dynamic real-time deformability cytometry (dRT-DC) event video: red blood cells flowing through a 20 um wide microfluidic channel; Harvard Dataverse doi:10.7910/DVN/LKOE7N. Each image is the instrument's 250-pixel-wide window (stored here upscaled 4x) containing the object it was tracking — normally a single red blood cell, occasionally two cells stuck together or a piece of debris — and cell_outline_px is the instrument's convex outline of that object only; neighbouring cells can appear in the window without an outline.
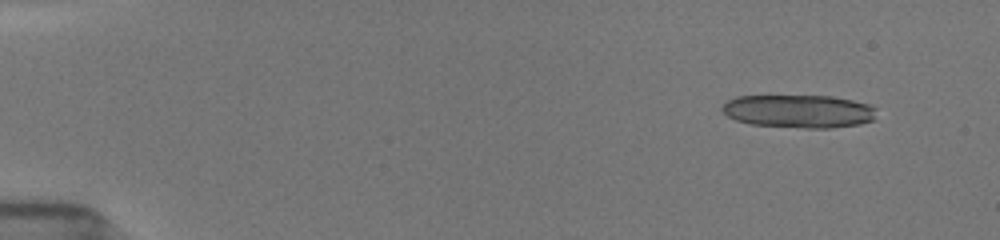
{"species": "common noctule bat (a hibernating species)", "species_latin": "Nyctalus noctula", "temperature_condition": "room temperature", "stored_images_in_passage": 30, "camera_frame_rate_fps": 3000, "um_per_image_px": 0.085, "animal": {"sex": "female", "body_mass_g": 19.5, "forearm_length_mm": 54.1}, "frame": {"image": 1, "passage_image": 2, "time_ms": 0.667, "image_size_px": [1000, 240], "cell_outline_px": [[876, 108], [872, 120], [860, 124], [832, 128], [804, 128], [752, 124], [736, 120], [728, 116], [720, 108], [724, 100], [736, 96], [832, 96], [852, 100], [868, 104]], "centroid_in_image_um": [67.85, 9.45], "position_along_channel_um": 17.1, "area_um2": 29.82}}
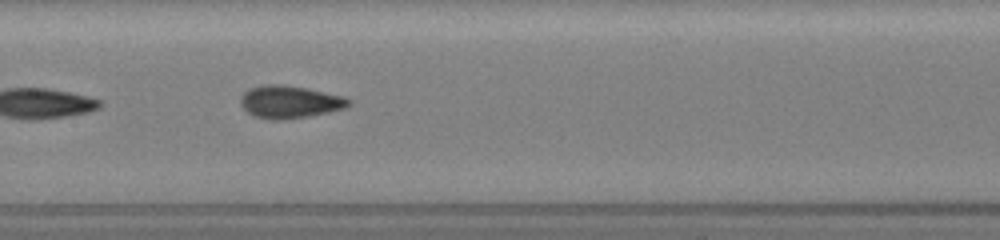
{"frame": {"image": 2, "passage_image": 15, "time_ms": 8.333, "image_size_px": [1000, 240], "cell_outline_px": [[352, 104], [344, 108], [328, 112], [308, 116], [280, 120], [272, 120], [252, 116], [240, 104], [240, 96], [248, 88], [264, 84], [280, 84], [308, 88], [344, 96], [352, 100]], "centroid_in_image_um": [24.62, 8.65], "position_along_channel_um": 182.8, "area_um2": 20.75}}
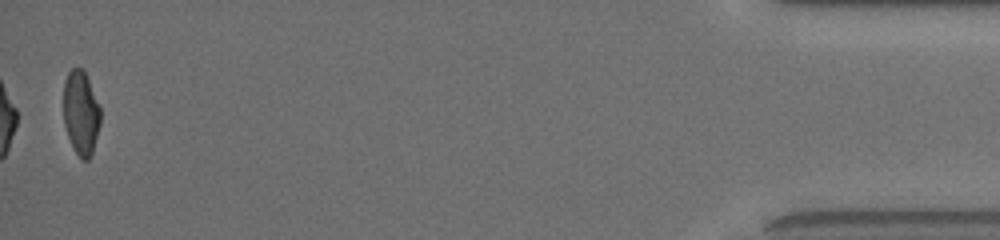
{"frame": {"image": 3, "passage_image": 30, "time_ms": 16.667, "image_size_px": [1000, 240], "cell_outline_px": [[100, 124], [92, 152], [88, 160], [80, 160], [68, 136], [64, 124], [64, 80], [68, 72], [72, 68], [80, 68], [84, 72], [88, 80], [100, 108]], "centroid_in_image_um": [6.87, 9.6], "position_along_channel_um": 428.3, "area_um2": 17.8}, "authors_computed_cell_mechanics": {"area_um2": 19.1607, "velocity_mm_per_s": 3.9361, "shape_relaxation_time_tau1_ms": 2.6294, "shape_relaxation_time_tau2_ms": 1.8342, "deformation_change_tau1": 0.139, "deformation_change_tau2": 0.083}}